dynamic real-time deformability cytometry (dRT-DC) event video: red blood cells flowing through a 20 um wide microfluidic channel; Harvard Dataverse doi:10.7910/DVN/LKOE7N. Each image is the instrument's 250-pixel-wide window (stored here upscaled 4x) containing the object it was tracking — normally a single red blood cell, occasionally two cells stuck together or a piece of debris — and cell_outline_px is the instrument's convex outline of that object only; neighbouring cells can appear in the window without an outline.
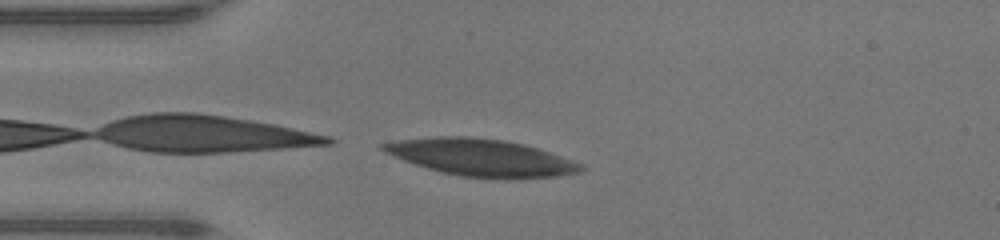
{"species": "human", "species_latin": "Homo sapiens", "temperature_condition": "warm", "stored_images_in_passage": 37, "camera_frame_rate_fps": 3000, "um_per_image_px": 0.085, "donor": {"sex": "male"}, "frame": {"image": 1, "passage_image": 1, "time_ms": 0.0, "image_size_px": [1000, 240], "cell_outline_px": [[588, 168], [580, 172], [556, 176], [516, 180], [508, 180], [460, 176], [428, 168], [392, 156], [384, 152], [376, 144], [396, 140], [436, 136], [468, 136], [504, 140], [524, 144], [584, 164]], "centroid_in_image_um": [40.91, 13.4], "position_along_channel_um": 44.1, "area_um2": 43.12}}
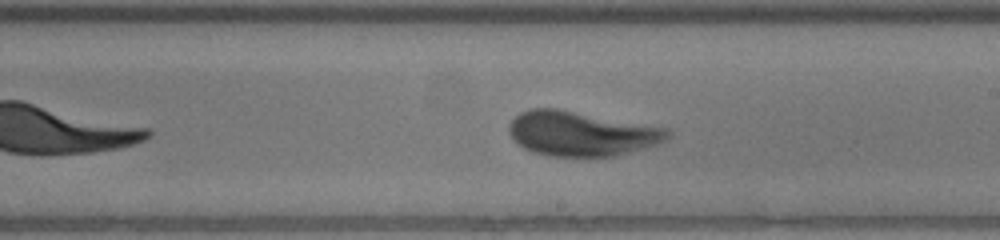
{"frame": {"image": 2, "passage_image": 16, "time_ms": 5.0, "image_size_px": [1000, 240], "cell_outline_px": [[672, 136], [656, 144], [616, 156], [548, 156], [532, 152], [524, 148], [512, 140], [508, 132], [508, 124], [520, 112], [528, 108], [560, 108], [668, 128], [672, 132]], "centroid_in_image_um": [49.38, 11.34], "position_along_channel_um": 239.6, "area_um2": 41.67}}
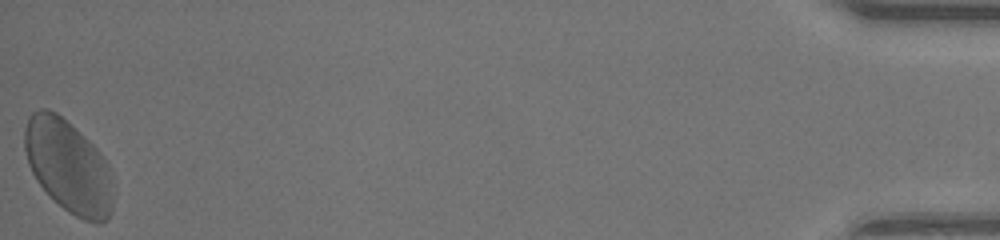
{"frame": {"image": 3, "passage_image": 37, "time_ms": 12.0, "image_size_px": [1000, 240], "cell_outline_px": [[112, 212], [108, 220], [104, 224], [96, 224], [84, 220], [68, 212], [36, 180], [28, 164], [24, 148], [24, 128], [28, 116], [32, 112], [40, 108], [48, 108], [56, 112], [84, 136], [96, 148], [108, 164], [112, 184]], "centroid_in_image_um": [5.81, 14.14], "position_along_channel_um": 429.4, "area_um2": 47.86}, "authors_computed_cell_mechanics": {"area_um2": 41.6738, "velocity_mm_per_s": 4.2458, "shape_relaxation_time_tau1_ms": 1.8465, "shape_relaxation_time_tau2_ms": 1.0776, "deformation_change_tau1": 0.1091, "deformation_change_tau2": 0.0787}}